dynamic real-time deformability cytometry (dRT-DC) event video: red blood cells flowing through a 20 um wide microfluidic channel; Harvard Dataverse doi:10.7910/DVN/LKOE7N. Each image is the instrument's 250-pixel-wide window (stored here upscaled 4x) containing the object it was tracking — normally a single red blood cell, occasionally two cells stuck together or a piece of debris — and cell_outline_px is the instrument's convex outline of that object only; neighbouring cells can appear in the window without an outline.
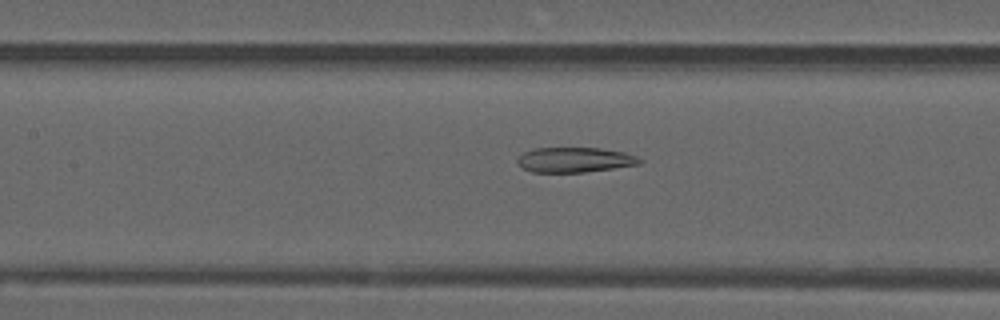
{"species": "common noctule bat (a hibernating species)", "species_latin": "Nyctalus noctula", "temperature_condition": "warm", "stored_images_in_passage": 38, "camera_frame_rate_fps": 3000, "um_per_image_px": 0.085, "animal": {"sex": "male", "forearm_length_mm": 52.5}, "frame": {"image": 1, "passage_image": 16, "time_ms": 5.0, "image_size_px": [1000, 320], "cell_outline_px": [[644, 160], [640, 164], [584, 172], [532, 172], [524, 168], [516, 160], [524, 152], [532, 148], [600, 148], [624, 152], [636, 156]], "centroid_in_image_um": [48.87, 13.58], "position_along_channel_um": 158.5, "area_um2": 17.69}}
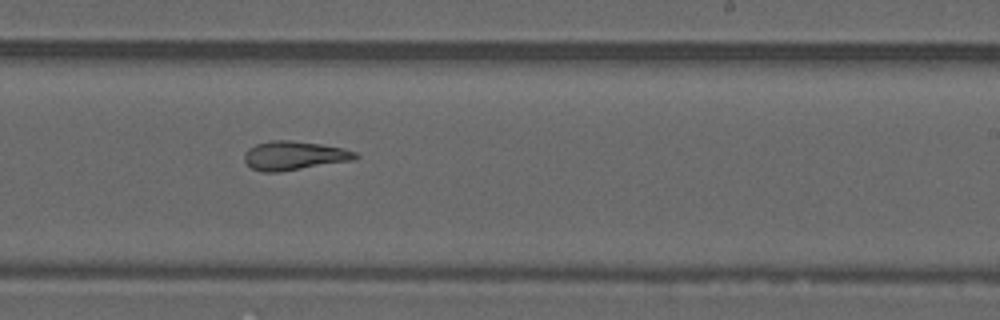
{"frame": {"image": 2, "passage_image": 24, "time_ms": 7.667, "image_size_px": [1000, 320], "cell_outline_px": [[360, 156], [352, 160], [280, 172], [260, 172], [252, 168], [244, 160], [244, 156], [248, 148], [256, 144], [272, 140], [292, 140], [320, 144], [344, 148], [356, 152]], "centroid_in_image_um": [24.99, 13.22], "position_along_channel_um": 264.0, "area_um2": 18.67}}
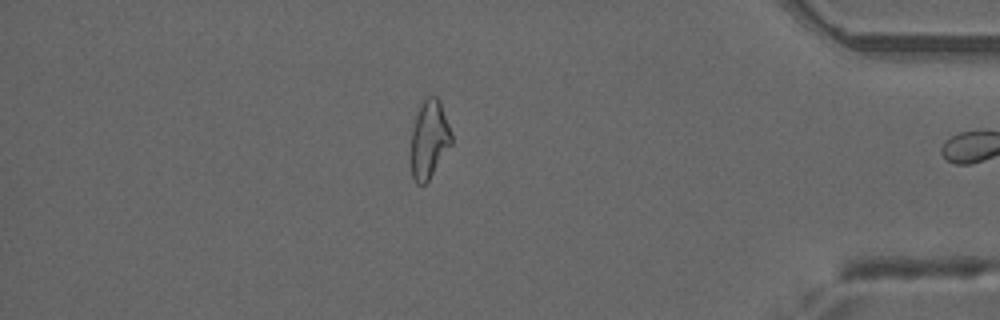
{"frame": {"image": 3, "passage_image": 37, "time_ms": 12.0, "image_size_px": [1000, 320], "cell_outline_px": [[452, 144], [428, 180], [424, 184], [416, 184], [412, 176], [412, 128], [420, 104], [424, 96], [436, 96], [440, 100], [452, 136]], "centroid_in_image_um": [36.49, 11.81], "position_along_channel_um": 398.7, "area_um2": 18.21}, "authors_computed_cell_mechanics": {"area_um2": 18.6405, "velocity_mm_per_s": 3.9731, "shape_relaxation_time_tau1_ms": null, "shape_relaxation_time_tau2_ms": 4.0016, "deformation_change_tau1": null, "deformation_change_tau2": 0.1429}}